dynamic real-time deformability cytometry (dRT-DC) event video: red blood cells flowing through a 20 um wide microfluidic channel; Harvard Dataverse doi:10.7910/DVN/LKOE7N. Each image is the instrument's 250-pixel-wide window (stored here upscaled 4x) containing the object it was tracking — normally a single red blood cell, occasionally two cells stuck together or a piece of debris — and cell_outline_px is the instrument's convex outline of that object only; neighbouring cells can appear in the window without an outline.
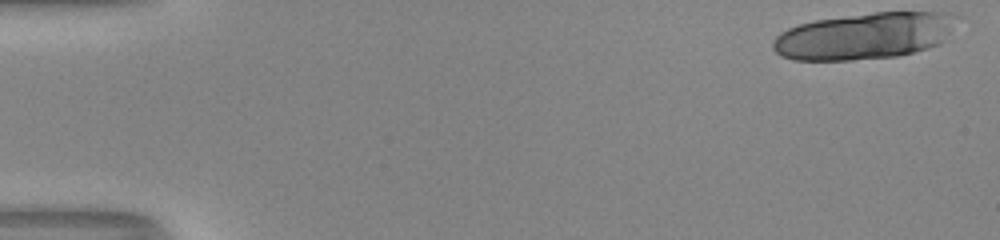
{"species": "human", "species_latin": "Homo sapiens", "temperature_condition": "room temperature", "stored_images_in_passage": 21, "camera_frame_rate_fps": 3000, "um_per_image_px": 0.085, "donor": {"sex": "male"}, "frame": {"image": 1, "passage_image": 1, "time_ms": 0.0, "image_size_px": [1000, 240], "cell_outline_px": [[960, 16], [944, 40], [940, 44], [912, 52], [896, 56], [852, 60], [792, 60], [780, 56], [772, 48], [772, 40], [780, 32], [788, 28], [800, 24], [816, 20], [876, 12], [956, 12]], "centroid_in_image_um": [73.48, 3.05], "position_along_channel_um": 11.5, "area_um2": 50.0}}